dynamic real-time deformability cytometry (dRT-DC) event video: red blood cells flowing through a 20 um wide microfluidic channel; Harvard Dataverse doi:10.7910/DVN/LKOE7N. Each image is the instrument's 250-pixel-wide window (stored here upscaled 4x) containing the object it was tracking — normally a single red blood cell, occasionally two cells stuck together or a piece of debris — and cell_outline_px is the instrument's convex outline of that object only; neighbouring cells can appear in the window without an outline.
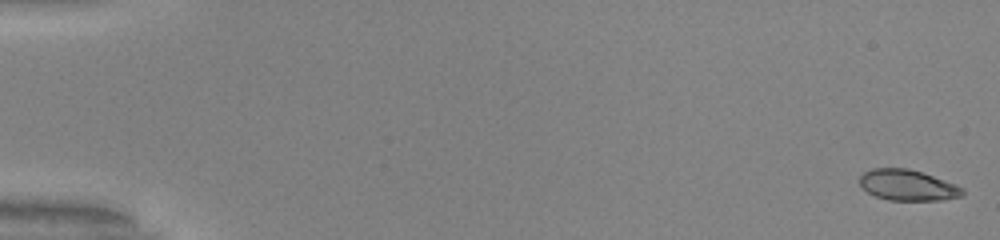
{"species": "common noctule bat (a hibernating species)", "species_latin": "Nyctalus noctula", "temperature_condition": "warm", "stored_images_in_passage": 24, "camera_frame_rate_fps": 3000, "um_per_image_px": 0.085, "animal": {"sex": "male", "body_mass_g": 20.0, "forearm_length_mm": 53.3}, "frame": {"image": 1, "passage_image": 1, "time_ms": 0.0, "image_size_px": [1000, 240], "cell_outline_px": [[964, 196], [944, 200], [888, 200], [876, 196], [868, 192], [860, 184], [860, 176], [864, 172], [872, 168], [908, 168], [956, 184], [964, 188]], "centroid_in_image_um": [77.18, 15.74], "position_along_channel_um": 7.8, "area_um2": 18.44}}
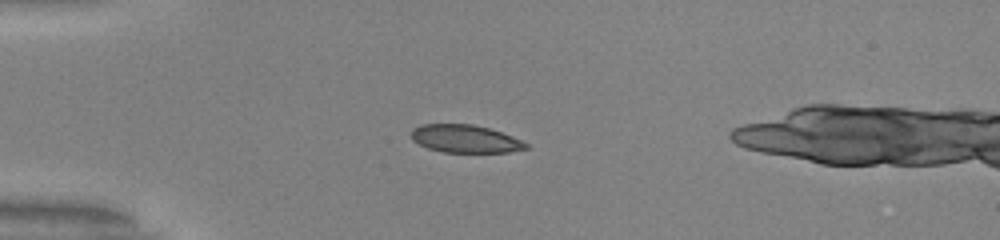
{"frame": {"image": 2, "passage_image": 15, "time_ms": 4.667, "image_size_px": [1000, 240], "cell_outline_px": [[528, 148], [508, 152], [444, 152], [428, 148], [412, 140], [412, 128], [420, 124], [472, 124], [488, 128], [512, 136], [528, 144]], "centroid_in_image_um": [39.52, 11.79], "position_along_channel_um": 45.5, "area_um2": 18.44}}
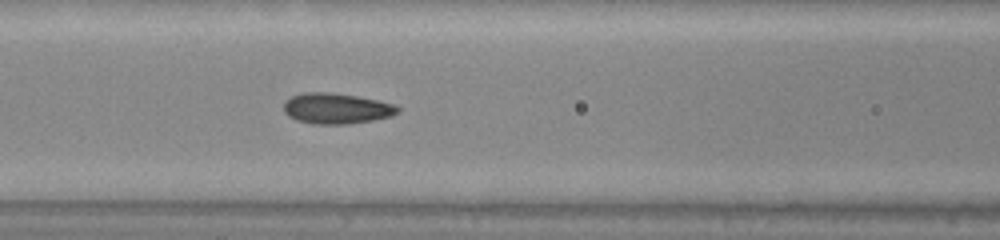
{"frame": {"image": 3, "passage_image": 24, "time_ms": 7.667, "image_size_px": [1000, 240], "cell_outline_px": [[400, 112], [392, 116], [372, 120], [344, 124], [312, 124], [296, 120], [288, 116], [284, 112], [284, 100], [300, 92], [332, 92], [356, 96], [376, 100], [392, 104], [400, 108]], "centroid_in_image_um": [28.55, 9.21], "position_along_channel_um": 138.0, "area_um2": 20.46}}